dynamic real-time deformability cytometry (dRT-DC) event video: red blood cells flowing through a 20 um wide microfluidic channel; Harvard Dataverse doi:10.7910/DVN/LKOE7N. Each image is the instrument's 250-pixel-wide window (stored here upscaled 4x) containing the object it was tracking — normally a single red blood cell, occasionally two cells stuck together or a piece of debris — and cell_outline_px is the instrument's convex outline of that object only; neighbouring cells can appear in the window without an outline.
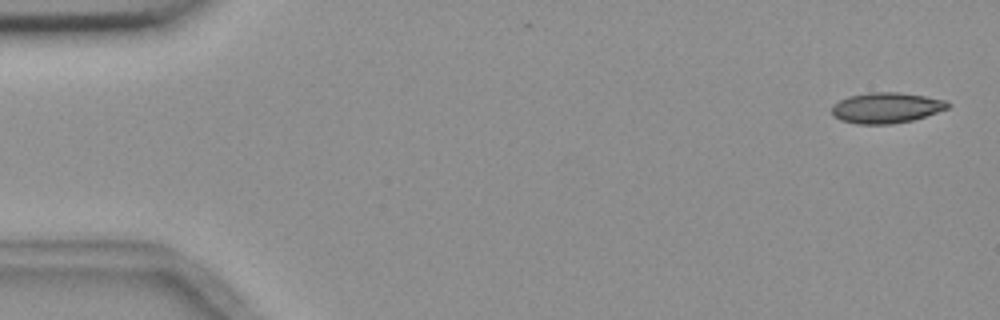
{"species": "common noctule bat (a hibernating species)", "species_latin": "Nyctalus noctula", "temperature_condition": "room temperature", "stored_images_in_passage": 5, "camera_frame_rate_fps": 3000, "um_per_image_px": 0.085, "animal": {"sex": "female", "body_mass_g": 18.4}, "frame": {"image": 1, "passage_image": 1, "time_ms": 0.0, "image_size_px": [1000, 320], "cell_outline_px": [[952, 104], [948, 108], [912, 120], [892, 124], [856, 124], [840, 120], [832, 116], [832, 104], [848, 96], [868, 92], [900, 92], [948, 100]], "centroid_in_image_um": [75.31, 9.16], "position_along_channel_um": 9.7, "area_um2": 20.87}}
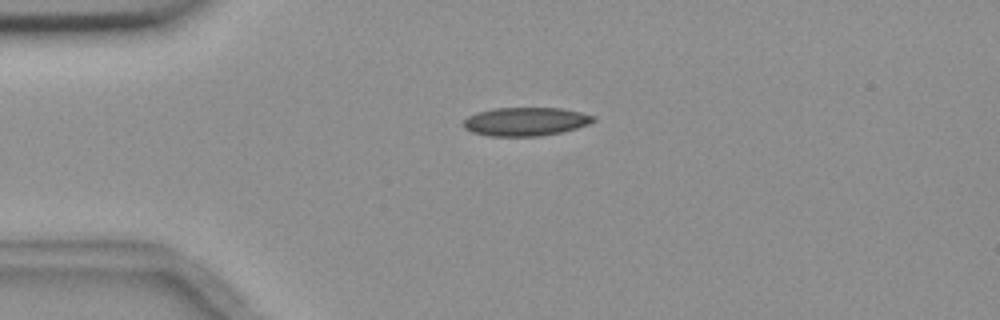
{"frame": {"image": 2, "passage_image": 4, "time_ms": 3.667, "image_size_px": [1000, 320], "cell_outline_px": [[596, 120], [588, 124], [576, 128], [560, 132], [540, 136], [488, 136], [472, 132], [464, 128], [460, 124], [468, 116], [476, 112], [496, 108], [560, 108], [580, 112], [596, 116]], "centroid_in_image_um": [44.64, 10.33], "position_along_channel_um": 40.4, "area_um2": 21.68}}